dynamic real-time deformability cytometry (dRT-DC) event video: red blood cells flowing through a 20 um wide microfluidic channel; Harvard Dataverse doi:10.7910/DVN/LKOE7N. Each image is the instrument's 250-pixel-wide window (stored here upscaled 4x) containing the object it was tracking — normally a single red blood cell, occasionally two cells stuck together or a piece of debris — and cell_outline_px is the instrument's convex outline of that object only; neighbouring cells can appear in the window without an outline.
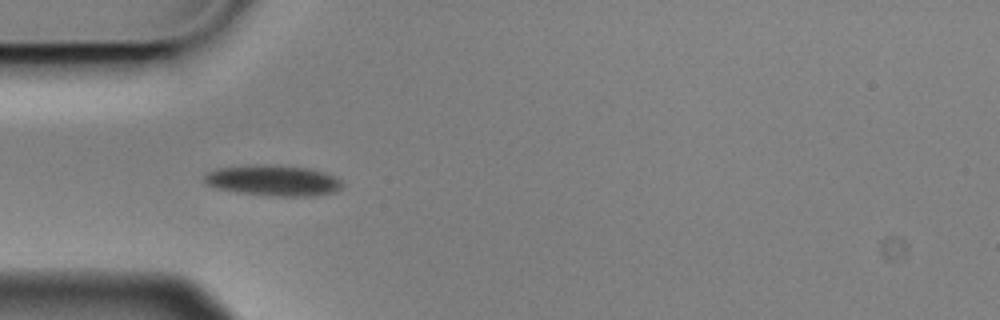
{"species": "Egyptian fruit bat (a non-hibernating species)", "species_latin": "Rousettus aegyptiacus", "temperature_condition": "cold", "stored_images_in_passage": 4, "camera_frame_rate_fps": 3000, "um_per_image_px": 0.085, "animal": {"sex": "male"}, "frame": {"image": 1, "passage_image": 3, "time_ms": 0.667, "image_size_px": [1000, 320], "cell_outline_px": [[344, 184], [340, 188], [332, 192], [312, 196], [272, 196], [236, 192], [216, 188], [208, 184], [204, 180], [204, 176], [208, 172], [216, 168], [248, 164], [272, 164], [308, 168], [324, 172], [336, 176]], "centroid_in_image_um": [23.21, 15.32], "position_along_channel_um": 61.8, "area_um2": 24.97}}
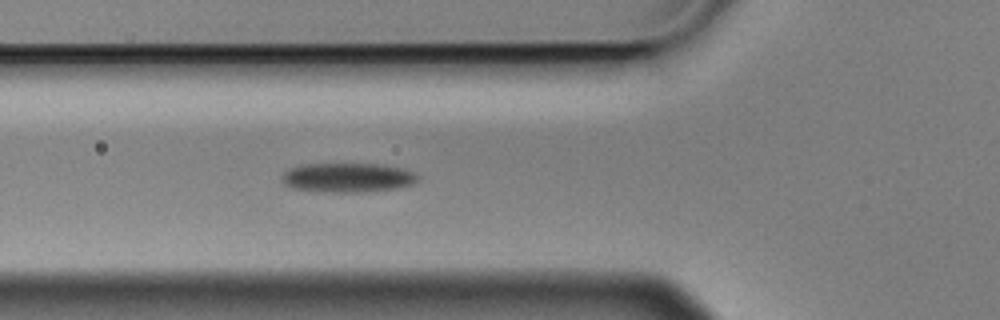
{"frame": {"image": 2, "passage_image": 4, "time_ms": 1.0, "image_size_px": [1000, 320], "cell_outline_px": [[420, 176], [412, 184], [396, 188], [368, 192], [324, 192], [292, 188], [284, 184], [280, 180], [280, 176], [288, 168], [300, 164], [376, 164], [400, 168], [412, 172]], "centroid_in_image_um": [29.47, 15.1], "position_along_channel_um": 96.3, "area_um2": 23.35}}